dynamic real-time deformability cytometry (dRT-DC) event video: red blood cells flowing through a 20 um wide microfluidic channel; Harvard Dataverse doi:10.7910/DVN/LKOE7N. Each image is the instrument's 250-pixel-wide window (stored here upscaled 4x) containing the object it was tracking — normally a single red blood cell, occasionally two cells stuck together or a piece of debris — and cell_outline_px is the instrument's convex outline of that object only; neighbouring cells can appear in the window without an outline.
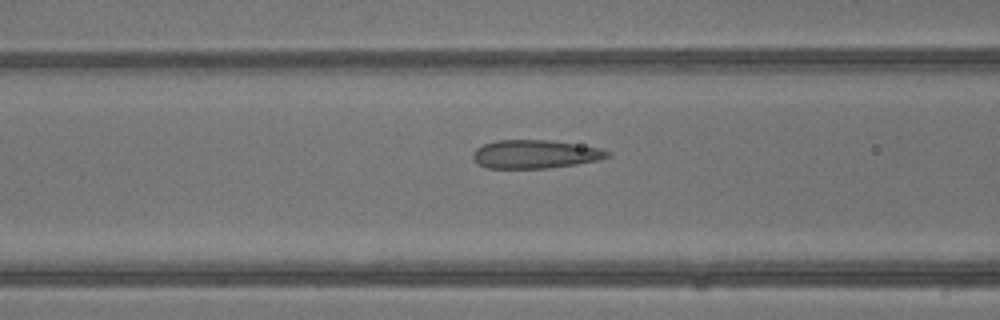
{"species": "common noctule bat (a hibernating species)", "species_latin": "Nyctalus noctula", "temperature_condition": "warm", "stored_images_in_passage": 15, "camera_frame_rate_fps": 3000, "um_per_image_px": 0.085, "animal": {"sex": "male", "body_mass_g": 13.3}, "frame": {"image": 1, "passage_image": 13, "time_ms": 4.0, "image_size_px": [1000, 320], "cell_outline_px": [[612, 156], [600, 160], [576, 164], [548, 168], [488, 168], [480, 164], [472, 156], [472, 152], [476, 148], [484, 144], [496, 140], [548, 140], [600, 148], [612, 152]], "centroid_in_image_um": [45.52, 13.1], "position_along_channel_um": 121.1, "area_um2": 22.25}}